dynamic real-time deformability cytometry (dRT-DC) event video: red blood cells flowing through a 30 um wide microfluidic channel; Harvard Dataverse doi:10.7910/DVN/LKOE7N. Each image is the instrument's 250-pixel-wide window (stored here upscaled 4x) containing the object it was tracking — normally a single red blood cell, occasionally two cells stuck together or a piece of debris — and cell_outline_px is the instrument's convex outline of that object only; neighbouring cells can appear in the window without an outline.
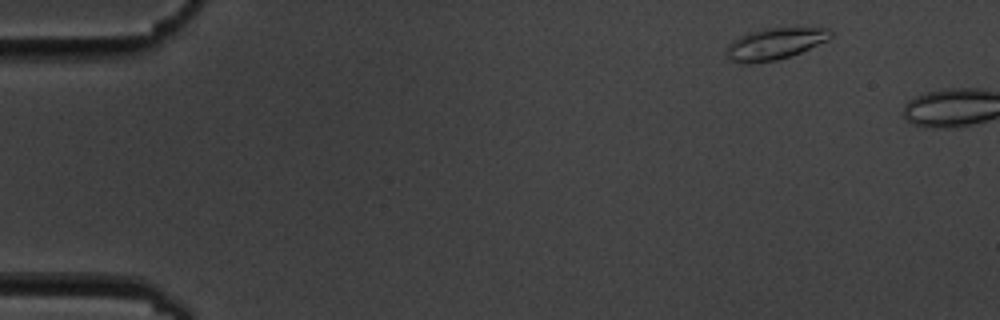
{"species": "common noctule bat (a hibernating species)", "species_latin": "Nyctalus noctula", "temperature_condition": "cold", "stored_images_in_passage": 2, "camera_frame_rate_fps": 3000, "um_per_image_px": 0.085, "animal": {"sex": "male", "body_mass_g": 19.5, "forearm_length_mm": 54.6}, "frame": {"image": 1, "passage_image": 1, "time_ms": 0.0, "image_size_px": [1000, 320], "cell_outline_px": [[836, 32], [828, 40], [792, 56], [776, 60], [748, 64], [744, 64], [728, 60], [724, 52], [728, 44], [740, 36], [748, 32], [764, 28], [828, 28]], "centroid_in_image_um": [65.85, 3.73], "position_along_channel_um": 19.2, "area_um2": 19.48}}